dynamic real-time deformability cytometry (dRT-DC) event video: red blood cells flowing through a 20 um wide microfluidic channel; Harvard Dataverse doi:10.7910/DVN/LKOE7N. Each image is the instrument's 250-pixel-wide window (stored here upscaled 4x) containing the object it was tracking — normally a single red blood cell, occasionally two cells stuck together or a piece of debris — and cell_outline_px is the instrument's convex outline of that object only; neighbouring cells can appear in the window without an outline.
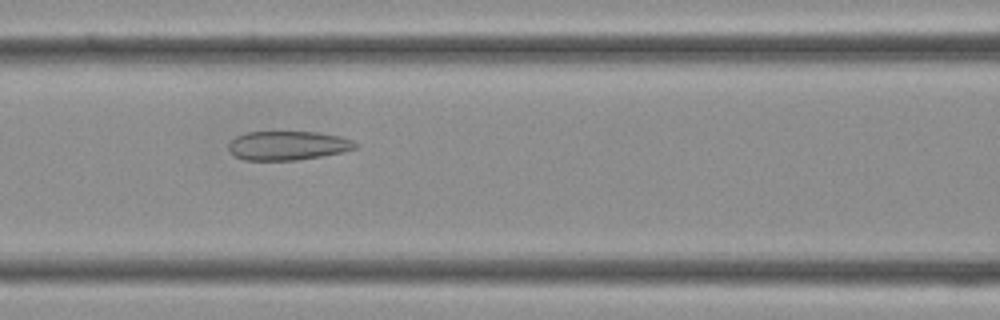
{"species": "Egyptian fruit bat (a non-hibernating species)", "species_latin": "Rousettus aegyptiacus", "temperature_condition": "cold", "stored_images_in_passage": 36, "camera_frame_rate_fps": 3000, "um_per_image_px": 0.085, "frame": {"image": 1, "passage_image": 15, "time_ms": 4.667, "image_size_px": [1000, 320], "cell_outline_px": [[360, 148], [320, 156], [296, 160], [244, 160], [236, 156], [228, 148], [228, 144], [236, 136], [248, 132], [316, 132], [340, 136], [352, 140], [360, 144]], "centroid_in_image_um": [24.5, 12.37], "position_along_channel_um": 142.1, "area_um2": 21.39}}
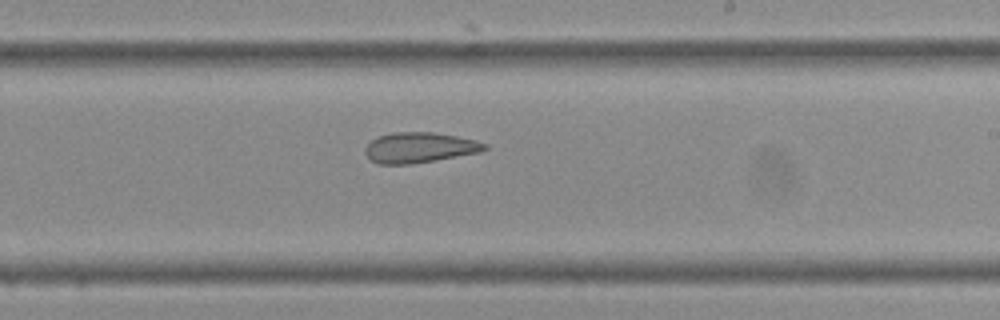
{"frame": {"image": 2, "passage_image": 21, "time_ms": 6.667, "image_size_px": [1000, 320], "cell_outline_px": [[488, 148], [480, 152], [412, 164], [380, 164], [372, 160], [364, 152], [364, 148], [372, 140], [380, 136], [392, 132], [432, 132], [456, 136], [476, 140], [488, 144]], "centroid_in_image_um": [35.67, 12.54], "position_along_channel_um": 253.3, "area_um2": 21.04}}
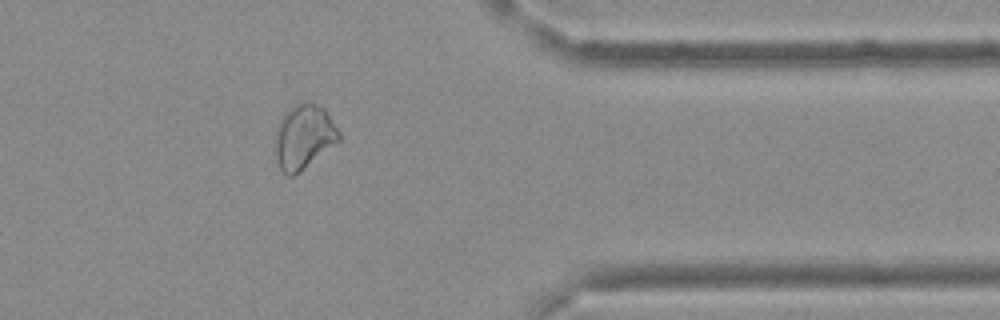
{"frame": {"image": 3, "passage_image": 29, "time_ms": 9.333, "image_size_px": [1000, 320], "cell_outline_px": [[340, 140], [300, 172], [292, 176], [288, 176], [280, 168], [276, 160], [276, 124], [284, 112], [296, 104], [308, 100], [324, 108], [340, 132]], "centroid_in_image_um": [25.82, 11.61], "position_along_channel_um": 385.6, "area_um2": 23.99}}